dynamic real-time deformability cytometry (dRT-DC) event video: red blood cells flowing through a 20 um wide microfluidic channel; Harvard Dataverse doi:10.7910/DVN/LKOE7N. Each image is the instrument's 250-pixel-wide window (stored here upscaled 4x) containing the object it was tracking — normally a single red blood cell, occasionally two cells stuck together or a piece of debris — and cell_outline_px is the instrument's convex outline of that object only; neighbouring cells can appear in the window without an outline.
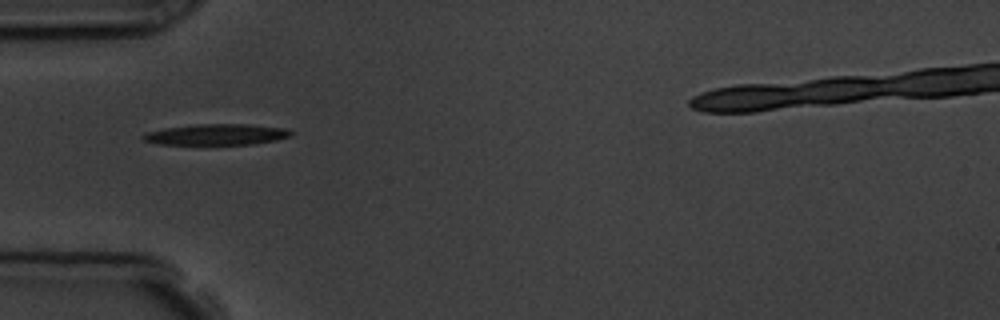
{"species": "common noctule bat (a hibernating species)", "species_latin": "Nyctalus noctula", "temperature_condition": "room temperature", "stored_images_in_passage": 4, "camera_frame_rate_fps": 3000, "um_per_image_px": 0.085, "animal": {"sex": "male", "body_mass_g": 19.5, "forearm_length_mm": 54.6}, "frame": {"image": 1, "passage_image": 1, "time_ms": 0.0, "image_size_px": [1000, 320], "cell_outline_px": [[292, 136], [276, 140], [252, 144], [160, 144], [144, 140], [140, 136], [144, 132], [164, 128], [196, 124], [248, 124], [284, 128], [292, 132]], "centroid_in_image_um": [18.38, 11.42], "position_along_channel_um": 66.6, "area_um2": 18.03}}